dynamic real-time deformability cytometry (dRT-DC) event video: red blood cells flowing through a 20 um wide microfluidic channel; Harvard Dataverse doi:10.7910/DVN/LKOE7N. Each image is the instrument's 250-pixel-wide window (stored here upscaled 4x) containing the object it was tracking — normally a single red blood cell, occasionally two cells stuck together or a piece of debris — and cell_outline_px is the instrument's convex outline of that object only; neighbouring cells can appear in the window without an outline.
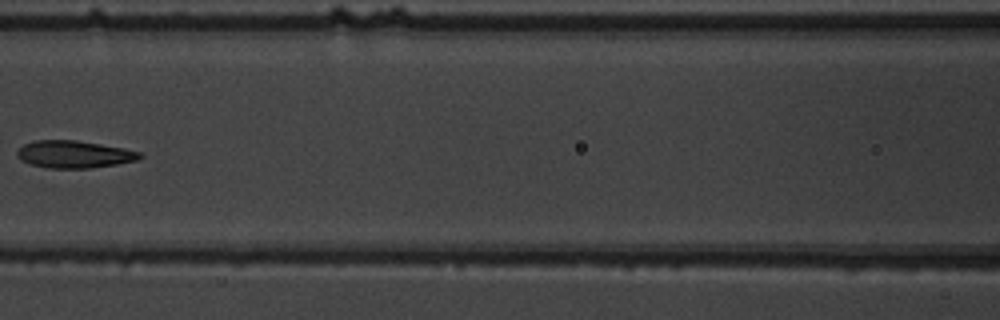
{"species": "common noctule bat (a hibernating species)", "species_latin": "Nyctalus noctula", "temperature_condition": "warm", "stored_images_in_passage": 11, "camera_frame_rate_fps": 3000, "um_per_image_px": 0.085, "animal": {"sex": "male", "body_mass_g": 19.5, "forearm_length_mm": 54.6}, "frame": {"image": 1, "passage_image": 7, "time_ms": 8.0, "image_size_px": [1000, 320], "cell_outline_px": [[144, 156], [136, 160], [116, 164], [92, 168], [48, 168], [32, 164], [20, 160], [16, 156], [16, 152], [24, 144], [32, 140], [76, 140], [124, 148], [140, 152]], "centroid_in_image_um": [6.28, 13.11], "position_along_channel_um": 160.3, "area_um2": 19.54}}
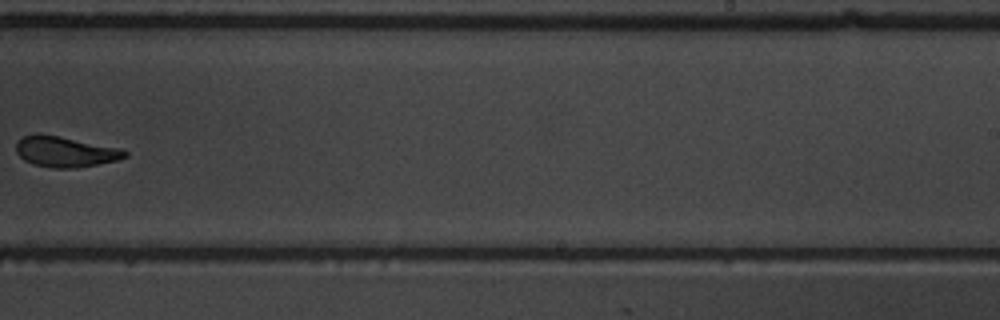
{"frame": {"image": 2, "passage_image": 10, "time_ms": 11.333, "image_size_px": [1000, 320], "cell_outline_px": [[128, 156], [116, 160], [76, 168], [52, 168], [32, 164], [24, 160], [16, 152], [16, 144], [24, 136], [60, 136], [124, 148], [128, 152]], "centroid_in_image_um": [5.62, 12.92], "position_along_channel_um": 283.4, "area_um2": 19.13}}
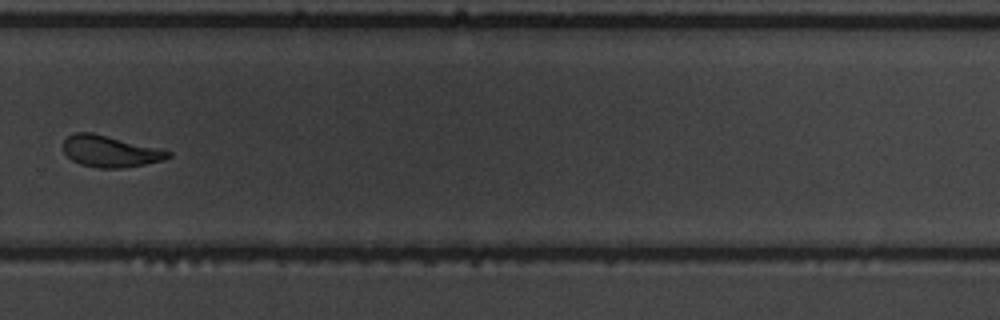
{"frame": {"image": 3, "passage_image": 11, "time_ms": 12.333, "image_size_px": [1000, 320], "cell_outline_px": [[172, 156], [164, 160], [144, 164], [120, 168], [96, 168], [80, 164], [72, 160], [64, 152], [64, 140], [68, 136], [76, 132], [92, 132], [164, 148], [172, 152]], "centroid_in_image_um": [9.42, 12.85], "position_along_channel_um": 320.4, "area_um2": 19.54}}